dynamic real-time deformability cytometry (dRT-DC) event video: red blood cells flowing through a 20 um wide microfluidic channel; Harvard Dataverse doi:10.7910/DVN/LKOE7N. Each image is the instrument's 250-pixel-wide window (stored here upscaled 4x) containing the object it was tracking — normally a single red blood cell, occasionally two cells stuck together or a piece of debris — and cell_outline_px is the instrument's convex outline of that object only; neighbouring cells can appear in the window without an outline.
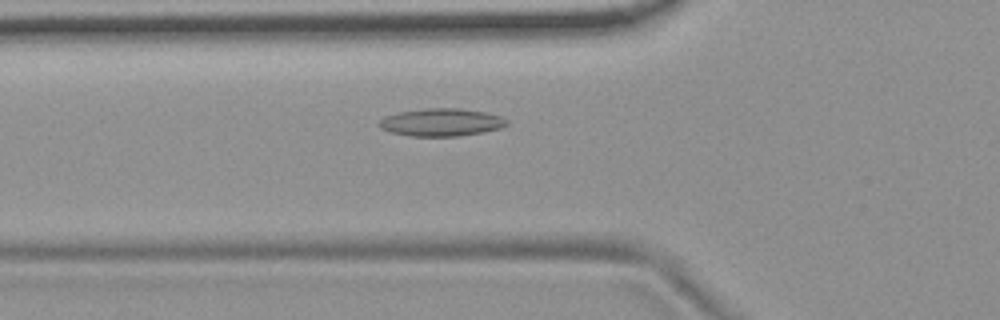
{"species": "common noctule bat (a hibernating species)", "species_latin": "Nyctalus noctula", "temperature_condition": "room temperature", "stored_images_in_passage": 39, "camera_frame_rate_fps": 3000, "um_per_image_px": 0.085, "animal": {"sex": "female", "body_mass_g": 19.9}, "frame": {"image": 1, "passage_image": 4, "time_ms": 1.0, "image_size_px": [1000, 320], "cell_outline_px": [[508, 124], [500, 128], [484, 132], [460, 136], [408, 136], [392, 132], [380, 128], [376, 124], [384, 116], [400, 112], [428, 108], [460, 108], [484, 112], [500, 116], [508, 120]], "centroid_in_image_um": [37.5, 10.4], "position_along_channel_um": 88.3, "area_um2": 20.63}}
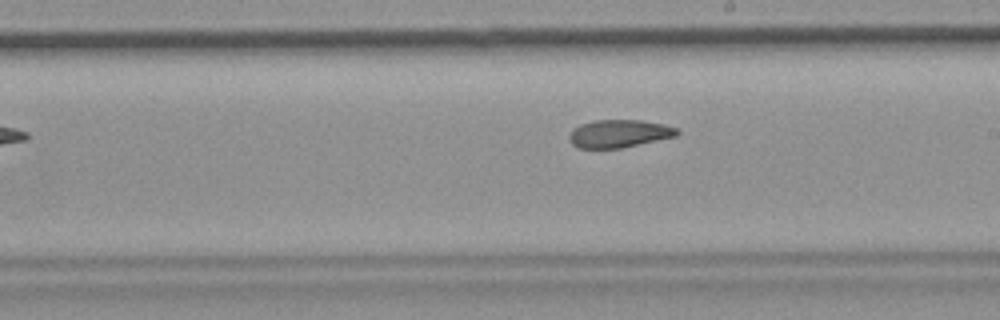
{"frame": {"image": 2, "passage_image": 16, "time_ms": 5.0, "image_size_px": [1000, 320], "cell_outline_px": [[680, 132], [676, 136], [620, 148], [580, 148], [572, 144], [568, 136], [572, 128], [580, 124], [592, 120], [640, 120], [664, 124], [676, 128]], "centroid_in_image_um": [52.59, 11.34], "position_along_channel_um": 236.4, "area_um2": 17.46}}
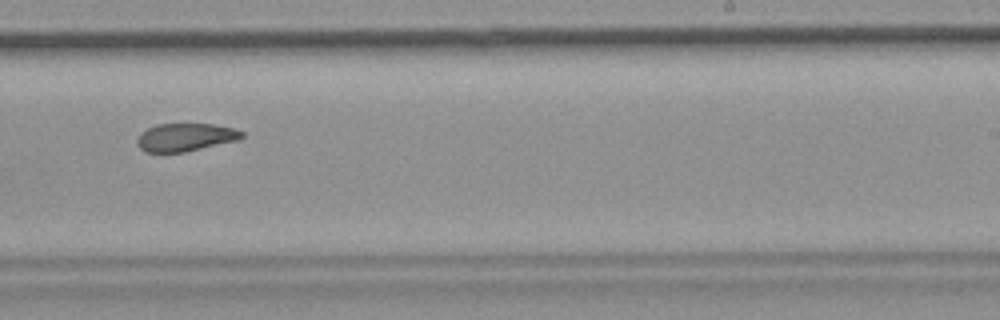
{"frame": {"image": 3, "passage_image": 19, "time_ms": 6.0, "image_size_px": [1000, 320], "cell_outline_px": [[244, 136], [236, 140], [184, 152], [144, 152], [140, 148], [136, 140], [140, 132], [156, 124], [212, 124], [236, 128], [244, 132]], "centroid_in_image_um": [15.74, 11.65], "position_along_channel_um": 273.3, "area_um2": 16.99}}